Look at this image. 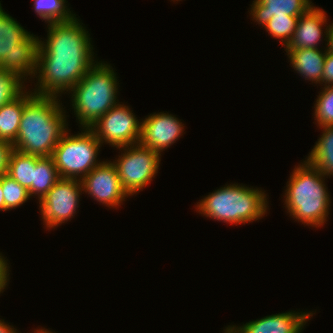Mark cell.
<instances>
[{
  "instance_id": "6da1fadb",
  "label": "cell",
  "mask_w": 333,
  "mask_h": 333,
  "mask_svg": "<svg viewBox=\"0 0 333 333\" xmlns=\"http://www.w3.org/2000/svg\"><path fill=\"white\" fill-rule=\"evenodd\" d=\"M82 25L76 16L47 25V39L39 41L35 94L59 98L69 93L96 62L90 34Z\"/></svg>"
},
{
  "instance_id": "7a4b0ae2",
  "label": "cell",
  "mask_w": 333,
  "mask_h": 333,
  "mask_svg": "<svg viewBox=\"0 0 333 333\" xmlns=\"http://www.w3.org/2000/svg\"><path fill=\"white\" fill-rule=\"evenodd\" d=\"M28 92L26 88L25 106L13 149L39 157L52 156L62 135L70 130L65 108L58 97Z\"/></svg>"
},
{
  "instance_id": "3957f363",
  "label": "cell",
  "mask_w": 333,
  "mask_h": 333,
  "mask_svg": "<svg viewBox=\"0 0 333 333\" xmlns=\"http://www.w3.org/2000/svg\"><path fill=\"white\" fill-rule=\"evenodd\" d=\"M325 177L306 161L295 166L283 196L287 213L293 220L311 227L324 226L331 206Z\"/></svg>"
},
{
  "instance_id": "277c9868",
  "label": "cell",
  "mask_w": 333,
  "mask_h": 333,
  "mask_svg": "<svg viewBox=\"0 0 333 333\" xmlns=\"http://www.w3.org/2000/svg\"><path fill=\"white\" fill-rule=\"evenodd\" d=\"M114 71L110 64L96 61L69 92L72 109L80 127L90 128L119 103V81Z\"/></svg>"
},
{
  "instance_id": "5b68a950",
  "label": "cell",
  "mask_w": 333,
  "mask_h": 333,
  "mask_svg": "<svg viewBox=\"0 0 333 333\" xmlns=\"http://www.w3.org/2000/svg\"><path fill=\"white\" fill-rule=\"evenodd\" d=\"M265 191L242 184H226L197 202L203 216L228 224H245L263 218L268 209Z\"/></svg>"
},
{
  "instance_id": "8992f818",
  "label": "cell",
  "mask_w": 333,
  "mask_h": 333,
  "mask_svg": "<svg viewBox=\"0 0 333 333\" xmlns=\"http://www.w3.org/2000/svg\"><path fill=\"white\" fill-rule=\"evenodd\" d=\"M39 41L38 36L26 31L5 12L0 3L1 70L13 73L23 81H26L28 76L33 78L37 67Z\"/></svg>"
},
{
  "instance_id": "52a82bcc",
  "label": "cell",
  "mask_w": 333,
  "mask_h": 333,
  "mask_svg": "<svg viewBox=\"0 0 333 333\" xmlns=\"http://www.w3.org/2000/svg\"><path fill=\"white\" fill-rule=\"evenodd\" d=\"M71 135L68 130L54 148L52 158L60 178L82 180L102 162L97 159L101 142L89 128Z\"/></svg>"
},
{
  "instance_id": "ba28073f",
  "label": "cell",
  "mask_w": 333,
  "mask_h": 333,
  "mask_svg": "<svg viewBox=\"0 0 333 333\" xmlns=\"http://www.w3.org/2000/svg\"><path fill=\"white\" fill-rule=\"evenodd\" d=\"M117 149L123 152L112 163L117 168L121 186L132 196L153 181L158 173L161 155L140 143Z\"/></svg>"
},
{
  "instance_id": "9c48e42d",
  "label": "cell",
  "mask_w": 333,
  "mask_h": 333,
  "mask_svg": "<svg viewBox=\"0 0 333 333\" xmlns=\"http://www.w3.org/2000/svg\"><path fill=\"white\" fill-rule=\"evenodd\" d=\"M133 110L120 102L99 118L89 129L97 139L111 147L138 144L141 138L140 122Z\"/></svg>"
},
{
  "instance_id": "30bf717a",
  "label": "cell",
  "mask_w": 333,
  "mask_h": 333,
  "mask_svg": "<svg viewBox=\"0 0 333 333\" xmlns=\"http://www.w3.org/2000/svg\"><path fill=\"white\" fill-rule=\"evenodd\" d=\"M83 188L81 180L60 178L39 202L40 215L49 230L69 221L79 208Z\"/></svg>"
},
{
  "instance_id": "8fae6325",
  "label": "cell",
  "mask_w": 333,
  "mask_h": 333,
  "mask_svg": "<svg viewBox=\"0 0 333 333\" xmlns=\"http://www.w3.org/2000/svg\"><path fill=\"white\" fill-rule=\"evenodd\" d=\"M81 184L83 193L90 194L94 200L110 208L119 207L129 197L121 186L117 168L109 160L94 167L81 180Z\"/></svg>"
},
{
  "instance_id": "7c38bea8",
  "label": "cell",
  "mask_w": 333,
  "mask_h": 333,
  "mask_svg": "<svg viewBox=\"0 0 333 333\" xmlns=\"http://www.w3.org/2000/svg\"><path fill=\"white\" fill-rule=\"evenodd\" d=\"M141 122L139 143L158 152L160 155L184 133V124H182L181 120L167 112L152 113L144 120L142 119Z\"/></svg>"
},
{
  "instance_id": "4fadbf2b",
  "label": "cell",
  "mask_w": 333,
  "mask_h": 333,
  "mask_svg": "<svg viewBox=\"0 0 333 333\" xmlns=\"http://www.w3.org/2000/svg\"><path fill=\"white\" fill-rule=\"evenodd\" d=\"M314 313L287 311L249 321L242 326L228 325L224 333H301Z\"/></svg>"
},
{
  "instance_id": "5bb4252c",
  "label": "cell",
  "mask_w": 333,
  "mask_h": 333,
  "mask_svg": "<svg viewBox=\"0 0 333 333\" xmlns=\"http://www.w3.org/2000/svg\"><path fill=\"white\" fill-rule=\"evenodd\" d=\"M326 15L323 9L314 5L310 7L299 17L294 34L285 49L319 48L322 38L325 37L324 40H327L329 25L327 26ZM323 25L327 28H322ZM322 29H325L324 35Z\"/></svg>"
},
{
  "instance_id": "9a60e30c",
  "label": "cell",
  "mask_w": 333,
  "mask_h": 333,
  "mask_svg": "<svg viewBox=\"0 0 333 333\" xmlns=\"http://www.w3.org/2000/svg\"><path fill=\"white\" fill-rule=\"evenodd\" d=\"M313 5L310 0H253L250 16L264 28L272 16H301Z\"/></svg>"
},
{
  "instance_id": "2e32d148",
  "label": "cell",
  "mask_w": 333,
  "mask_h": 333,
  "mask_svg": "<svg viewBox=\"0 0 333 333\" xmlns=\"http://www.w3.org/2000/svg\"><path fill=\"white\" fill-rule=\"evenodd\" d=\"M318 48L285 49L291 67L303 76L305 80L321 85V77L324 68V60L327 53Z\"/></svg>"
},
{
  "instance_id": "e0dca14e",
  "label": "cell",
  "mask_w": 333,
  "mask_h": 333,
  "mask_svg": "<svg viewBox=\"0 0 333 333\" xmlns=\"http://www.w3.org/2000/svg\"><path fill=\"white\" fill-rule=\"evenodd\" d=\"M322 135L305 160L325 176H333V126H323Z\"/></svg>"
},
{
  "instance_id": "ac0fdd59",
  "label": "cell",
  "mask_w": 333,
  "mask_h": 333,
  "mask_svg": "<svg viewBox=\"0 0 333 333\" xmlns=\"http://www.w3.org/2000/svg\"><path fill=\"white\" fill-rule=\"evenodd\" d=\"M25 106V90L14 100L0 107V140L13 144L19 133Z\"/></svg>"
},
{
  "instance_id": "d6986e66",
  "label": "cell",
  "mask_w": 333,
  "mask_h": 333,
  "mask_svg": "<svg viewBox=\"0 0 333 333\" xmlns=\"http://www.w3.org/2000/svg\"><path fill=\"white\" fill-rule=\"evenodd\" d=\"M60 179L52 156L40 157L33 169L31 196H37L39 202Z\"/></svg>"
},
{
  "instance_id": "ffe728a7",
  "label": "cell",
  "mask_w": 333,
  "mask_h": 333,
  "mask_svg": "<svg viewBox=\"0 0 333 333\" xmlns=\"http://www.w3.org/2000/svg\"><path fill=\"white\" fill-rule=\"evenodd\" d=\"M39 156L25 154L13 149L9 156L7 175L17 181L21 186H24L30 198L31 185L33 183V169Z\"/></svg>"
},
{
  "instance_id": "44dd1931",
  "label": "cell",
  "mask_w": 333,
  "mask_h": 333,
  "mask_svg": "<svg viewBox=\"0 0 333 333\" xmlns=\"http://www.w3.org/2000/svg\"><path fill=\"white\" fill-rule=\"evenodd\" d=\"M33 1L35 13L47 24L70 21L76 16L67 8L66 0Z\"/></svg>"
},
{
  "instance_id": "7402d4cb",
  "label": "cell",
  "mask_w": 333,
  "mask_h": 333,
  "mask_svg": "<svg viewBox=\"0 0 333 333\" xmlns=\"http://www.w3.org/2000/svg\"><path fill=\"white\" fill-rule=\"evenodd\" d=\"M299 17L288 15L272 16L264 29L273 38L281 39L279 42L285 48L294 34Z\"/></svg>"
},
{
  "instance_id": "603a6c76",
  "label": "cell",
  "mask_w": 333,
  "mask_h": 333,
  "mask_svg": "<svg viewBox=\"0 0 333 333\" xmlns=\"http://www.w3.org/2000/svg\"><path fill=\"white\" fill-rule=\"evenodd\" d=\"M1 186L4 195L5 207L8 210L20 207L28 199L30 200L27 189L7 174L1 175Z\"/></svg>"
},
{
  "instance_id": "cb8c5ba5",
  "label": "cell",
  "mask_w": 333,
  "mask_h": 333,
  "mask_svg": "<svg viewBox=\"0 0 333 333\" xmlns=\"http://www.w3.org/2000/svg\"><path fill=\"white\" fill-rule=\"evenodd\" d=\"M314 108V120L318 127L333 126V85L322 87Z\"/></svg>"
},
{
  "instance_id": "d4e9b609",
  "label": "cell",
  "mask_w": 333,
  "mask_h": 333,
  "mask_svg": "<svg viewBox=\"0 0 333 333\" xmlns=\"http://www.w3.org/2000/svg\"><path fill=\"white\" fill-rule=\"evenodd\" d=\"M17 75L0 69V107L18 97L26 88Z\"/></svg>"
},
{
  "instance_id": "484cf974",
  "label": "cell",
  "mask_w": 333,
  "mask_h": 333,
  "mask_svg": "<svg viewBox=\"0 0 333 333\" xmlns=\"http://www.w3.org/2000/svg\"><path fill=\"white\" fill-rule=\"evenodd\" d=\"M321 85L324 87L333 85V53H326Z\"/></svg>"
},
{
  "instance_id": "4316f807",
  "label": "cell",
  "mask_w": 333,
  "mask_h": 333,
  "mask_svg": "<svg viewBox=\"0 0 333 333\" xmlns=\"http://www.w3.org/2000/svg\"><path fill=\"white\" fill-rule=\"evenodd\" d=\"M12 150L11 143L0 140V176L7 174L9 156Z\"/></svg>"
},
{
  "instance_id": "83f0119b",
  "label": "cell",
  "mask_w": 333,
  "mask_h": 333,
  "mask_svg": "<svg viewBox=\"0 0 333 333\" xmlns=\"http://www.w3.org/2000/svg\"><path fill=\"white\" fill-rule=\"evenodd\" d=\"M9 264L2 253H0V293L4 292V289L8 286L9 282Z\"/></svg>"
},
{
  "instance_id": "f1b7e54d",
  "label": "cell",
  "mask_w": 333,
  "mask_h": 333,
  "mask_svg": "<svg viewBox=\"0 0 333 333\" xmlns=\"http://www.w3.org/2000/svg\"><path fill=\"white\" fill-rule=\"evenodd\" d=\"M328 33H327V44L326 46V50L327 52L329 53H333V23L331 22V24H329V27H328Z\"/></svg>"
},
{
  "instance_id": "f546056e",
  "label": "cell",
  "mask_w": 333,
  "mask_h": 333,
  "mask_svg": "<svg viewBox=\"0 0 333 333\" xmlns=\"http://www.w3.org/2000/svg\"><path fill=\"white\" fill-rule=\"evenodd\" d=\"M0 333H19L17 329H15L13 326L9 325L8 323L4 321V319L0 320Z\"/></svg>"
},
{
  "instance_id": "4dcf8cb0",
  "label": "cell",
  "mask_w": 333,
  "mask_h": 333,
  "mask_svg": "<svg viewBox=\"0 0 333 333\" xmlns=\"http://www.w3.org/2000/svg\"><path fill=\"white\" fill-rule=\"evenodd\" d=\"M8 209L5 207V202H4V195H3V190L1 186V176H0V211H7Z\"/></svg>"
},
{
  "instance_id": "1f68e13d",
  "label": "cell",
  "mask_w": 333,
  "mask_h": 333,
  "mask_svg": "<svg viewBox=\"0 0 333 333\" xmlns=\"http://www.w3.org/2000/svg\"><path fill=\"white\" fill-rule=\"evenodd\" d=\"M33 333H53L51 330H48V329H41V328H38V329H35Z\"/></svg>"
}]
</instances>
